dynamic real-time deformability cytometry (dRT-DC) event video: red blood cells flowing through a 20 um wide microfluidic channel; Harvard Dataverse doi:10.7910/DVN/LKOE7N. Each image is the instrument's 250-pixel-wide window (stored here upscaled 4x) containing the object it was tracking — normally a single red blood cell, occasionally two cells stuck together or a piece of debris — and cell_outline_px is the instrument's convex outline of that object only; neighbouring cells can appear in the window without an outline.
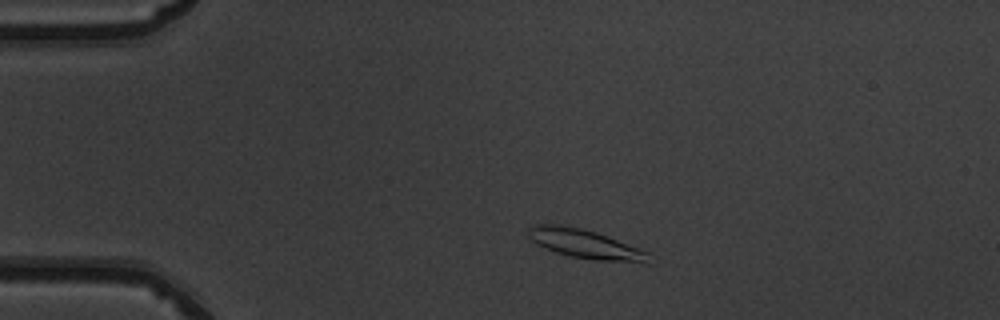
{"species": "common noctule bat (a hibernating species)", "species_latin": "Nyctalus noctula", "temperature_condition": "warm", "stored_images_in_passage": 44, "camera_frame_rate_fps": 3000, "um_per_image_px": 0.085, "animal": {"sex": "male", "body_mass_g": 19.5, "forearm_length_mm": 54.6}, "frame": {"image": 1, "passage_image": 4, "time_ms": 1.0, "image_size_px": [1000, 320], "cell_outline_px": [[648, 252], [644, 260], [592, 260], [568, 256], [544, 248], [532, 240], [528, 236], [528, 228], [536, 224], [556, 224], [580, 228], [596, 232], [640, 248]], "centroid_in_image_um": [49.58, 20.69], "position_along_channel_um": 35.4, "area_um2": 19.59}}
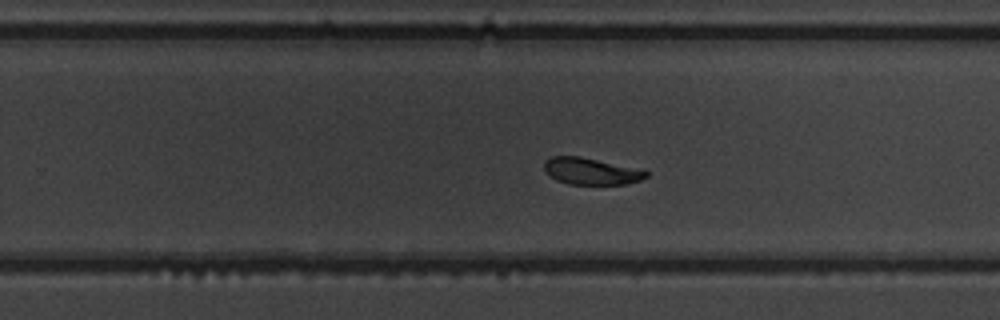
{"frame": {"image": 2, "passage_image": 26, "time_ms": 8.333, "image_size_px": [1000, 320], "cell_outline_px": [[648, 176], [640, 180], [628, 184], [568, 184], [556, 180], [544, 168], [544, 160], [552, 156], [580, 156], [648, 172]], "centroid_in_image_um": [50.19, 14.56], "position_along_channel_um": 279.6, "area_um2": 15.43}}
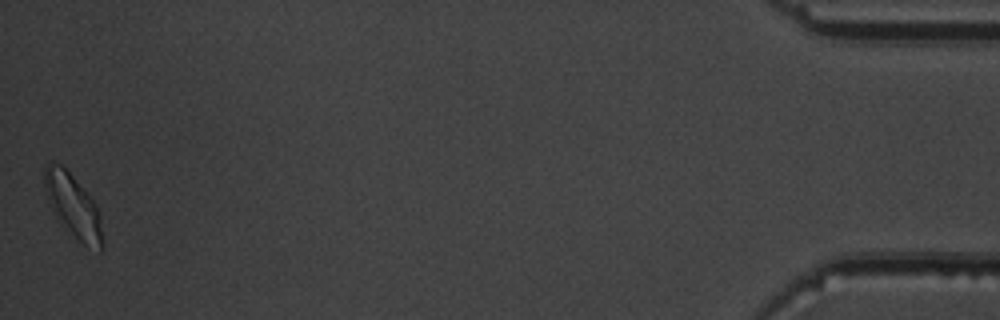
{"frame": {"image": 3, "passage_image": 44, "time_ms": 14.333, "image_size_px": [1000, 320], "cell_outline_px": [[100, 252], [84, 244], [60, 224], [52, 212], [44, 188], [44, 168], [48, 164], [60, 164], [88, 192], [100, 212]], "centroid_in_image_um": [6.17, 17.48], "position_along_channel_um": 429.0, "area_um2": 20.87}, "authors_computed_cell_mechanics": {"area_um2": 17.34, "velocity_mm_per_s": 3.9687, "shape_relaxation_time_tau1_ms": 2.0061, "shape_relaxation_time_tau2_ms": 4.1395, "deformation_change_tau1": 0.0908, "deformation_change_tau2": 0.091}}